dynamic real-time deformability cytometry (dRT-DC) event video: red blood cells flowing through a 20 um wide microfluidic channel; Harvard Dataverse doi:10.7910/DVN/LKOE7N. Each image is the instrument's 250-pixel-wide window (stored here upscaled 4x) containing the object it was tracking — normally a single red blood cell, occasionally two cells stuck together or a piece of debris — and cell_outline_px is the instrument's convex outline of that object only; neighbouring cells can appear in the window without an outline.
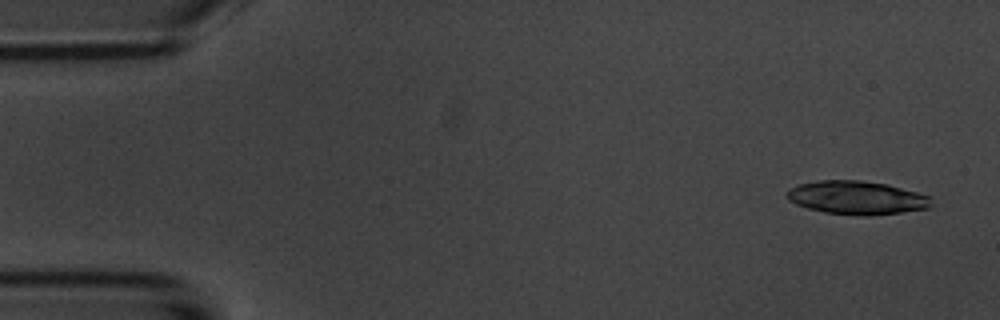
{"species": "common noctule bat (a hibernating species)", "species_latin": "Nyctalus noctula", "temperature_condition": "room temperature", "stored_images_in_passage": 4, "camera_frame_rate_fps": 3000, "um_per_image_px": 0.085, "animal": {"sex": "male", "body_mass_g": 20.1, "forearm_length_mm": 53.5}, "frame": {"image": 1, "passage_image": 1, "time_ms": 0.0, "image_size_px": [1000, 320], "cell_outline_px": [[932, 204], [928, 208], [900, 212], [868, 216], [864, 216], [824, 212], [808, 208], [796, 204], [788, 200], [784, 192], [788, 188], [800, 184], [820, 180], [860, 180], [888, 184], [932, 196]], "centroid_in_image_um": [72.82, 16.8], "position_along_channel_um": 12.2, "area_um2": 28.32}}